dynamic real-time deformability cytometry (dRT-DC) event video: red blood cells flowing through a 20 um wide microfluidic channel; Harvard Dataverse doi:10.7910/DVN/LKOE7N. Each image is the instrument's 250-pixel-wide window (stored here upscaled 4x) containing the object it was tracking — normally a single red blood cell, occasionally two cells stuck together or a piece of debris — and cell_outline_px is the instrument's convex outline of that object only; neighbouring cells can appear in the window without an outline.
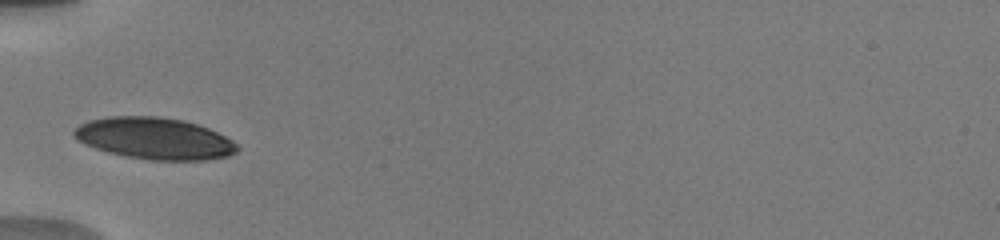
{"species": "human", "species_latin": "Homo sapiens", "temperature_condition": "warm", "stored_images_in_passage": 21, "camera_frame_rate_fps": 3000, "um_per_image_px": 0.085, "donor": {"sex": "male"}, "frame": {"image": 1, "passage_image": 1, "time_ms": 0.0, "image_size_px": [1000, 240], "cell_outline_px": [[240, 148], [236, 152], [228, 156], [208, 160], [148, 160], [124, 156], [108, 152], [84, 144], [76, 140], [72, 136], [72, 132], [80, 124], [88, 120], [108, 116], [156, 116], [184, 120], [208, 128], [232, 140]], "centroid_in_image_um": [13.1, 11.77], "position_along_channel_um": 71.9, "area_um2": 39.82}}
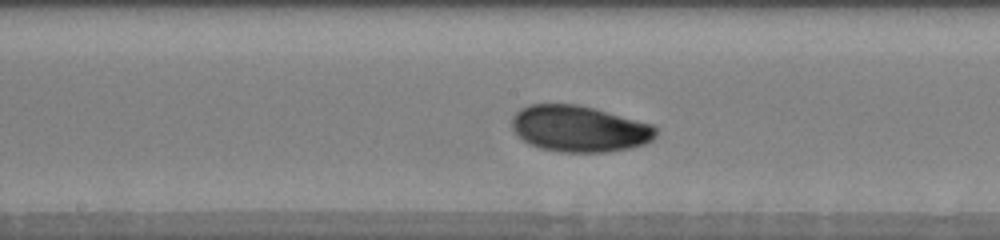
{"frame": {"image": 2, "passage_image": 13, "time_ms": 3.333, "image_size_px": [1000, 240], "cell_outline_px": [[656, 136], [652, 140], [644, 144], [632, 148], [608, 152], [560, 152], [540, 148], [528, 144], [512, 128], [512, 116], [520, 108], [532, 104], [576, 104], [592, 108], [652, 124], [656, 128]], "centroid_in_image_um": [49.23, 10.95], "position_along_channel_um": 199.0, "area_um2": 38.73}}
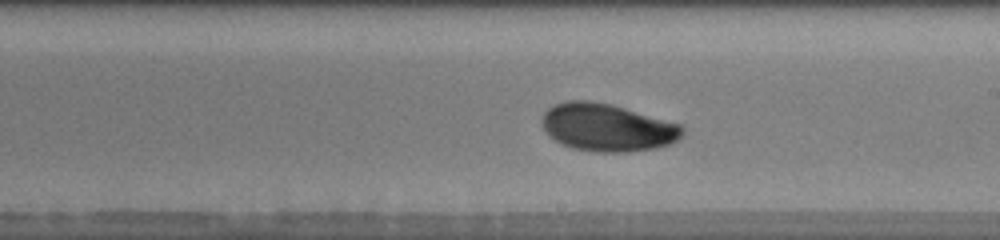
{"frame": {"image": 3, "passage_image": 17, "time_ms": 4.333, "image_size_px": [1000, 240], "cell_outline_px": [[684, 132], [676, 140], [668, 144], [656, 148], [624, 152], [600, 152], [572, 148], [560, 144], [544, 128], [544, 112], [548, 108], [556, 104], [568, 100], [592, 100], [624, 108], [680, 124], [684, 128]], "centroid_in_image_um": [51.62, 10.83], "position_along_channel_um": 237.4, "area_um2": 38.38}}